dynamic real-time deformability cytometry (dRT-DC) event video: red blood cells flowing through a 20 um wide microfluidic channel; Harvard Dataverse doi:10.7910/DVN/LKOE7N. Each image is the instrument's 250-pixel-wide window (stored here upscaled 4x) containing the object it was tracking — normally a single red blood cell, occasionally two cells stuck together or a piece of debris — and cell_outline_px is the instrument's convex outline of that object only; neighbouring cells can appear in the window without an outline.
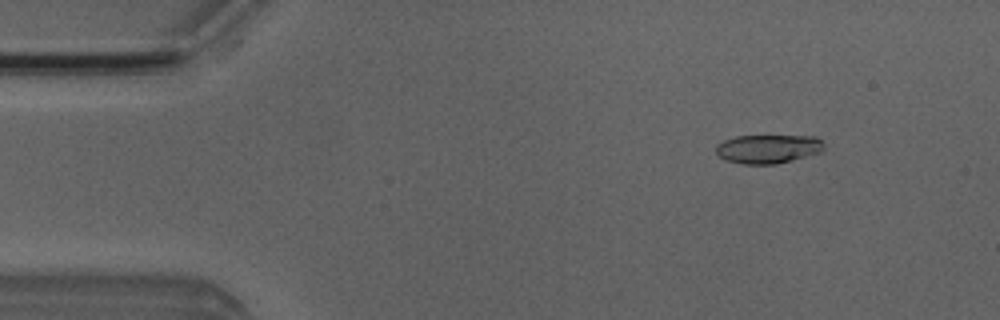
{"species": "Egyptian fruit bat (a non-hibernating species)", "species_latin": "Rousettus aegyptiacus", "temperature_condition": "room temperature", "stored_images_in_passage": 5, "camera_frame_rate_fps": 3000, "um_per_image_px": 0.085, "animal": {"sex": "male"}, "frame": {"image": 1, "passage_image": 2, "time_ms": 1.333, "image_size_px": [1000, 320], "cell_outline_px": [[824, 148], [820, 152], [792, 160], [776, 164], [740, 164], [728, 160], [720, 156], [716, 152], [716, 144], [724, 140], [736, 136], [816, 136], [824, 144]], "centroid_in_image_um": [65.28, 12.65], "position_along_channel_um": 19.7, "area_um2": 18.03}}